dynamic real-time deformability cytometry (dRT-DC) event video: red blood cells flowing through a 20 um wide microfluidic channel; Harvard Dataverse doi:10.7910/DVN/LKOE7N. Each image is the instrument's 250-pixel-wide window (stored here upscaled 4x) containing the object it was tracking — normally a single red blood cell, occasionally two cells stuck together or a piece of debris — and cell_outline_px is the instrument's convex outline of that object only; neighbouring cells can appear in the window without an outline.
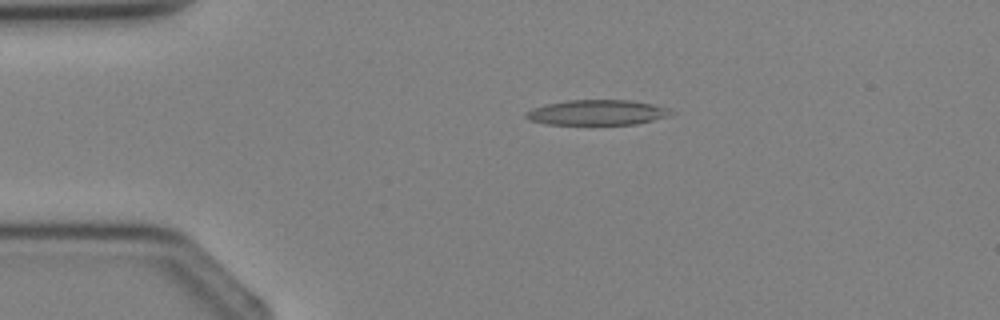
{"species": "Egyptian fruit bat (a non-hibernating species)", "species_latin": "Rousettus aegyptiacus", "temperature_condition": "cold", "stored_images_in_passage": 4, "camera_frame_rate_fps": 3000, "um_per_image_px": 0.085, "animal": {"sex": "female"}, "frame": {"image": 1, "passage_image": 3, "time_ms": 2.333, "image_size_px": [1000, 320], "cell_outline_px": [[676, 112], [672, 116], [636, 124], [544, 124], [528, 120], [524, 116], [524, 112], [532, 108], [544, 104], [568, 100], [628, 100], [652, 104], [668, 108]], "centroid_in_image_um": [50.75, 9.56], "position_along_channel_um": 34.3, "area_um2": 21.56}}